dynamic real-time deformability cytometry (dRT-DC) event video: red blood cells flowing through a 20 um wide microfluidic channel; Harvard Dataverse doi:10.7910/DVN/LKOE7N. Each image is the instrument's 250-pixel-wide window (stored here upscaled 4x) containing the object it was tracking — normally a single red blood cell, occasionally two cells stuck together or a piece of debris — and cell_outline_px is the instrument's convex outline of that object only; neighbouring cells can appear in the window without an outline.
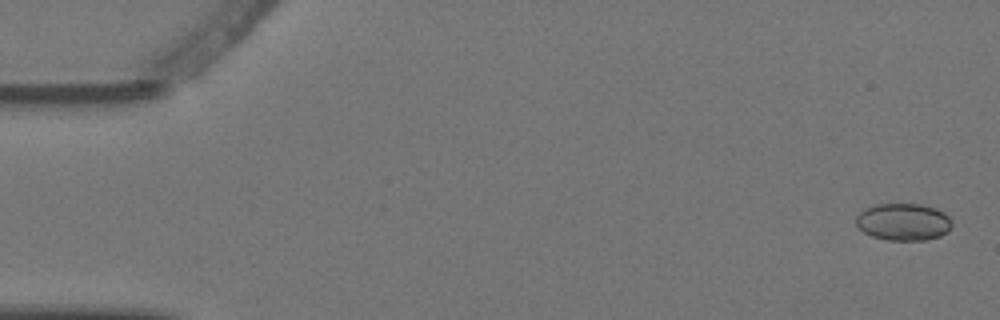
{"species": "Egyptian fruit bat (a non-hibernating species)", "species_latin": "Rousettus aegyptiacus", "temperature_condition": "warm", "stored_images_in_passage": 9, "camera_frame_rate_fps": 3000, "um_per_image_px": 0.085, "animal": {"sex": "female"}, "frame": {"image": 1, "passage_image": 1, "time_ms": 0.0, "image_size_px": [1000, 320], "cell_outline_px": [[952, 224], [948, 232], [940, 236], [924, 240], [888, 240], [872, 236], [864, 232], [856, 224], [856, 216], [860, 212], [876, 204], [920, 204], [936, 208], [944, 212], [952, 220]], "centroid_in_image_um": [76.82, 18.86], "position_along_channel_um": 8.2, "area_um2": 20.75}}
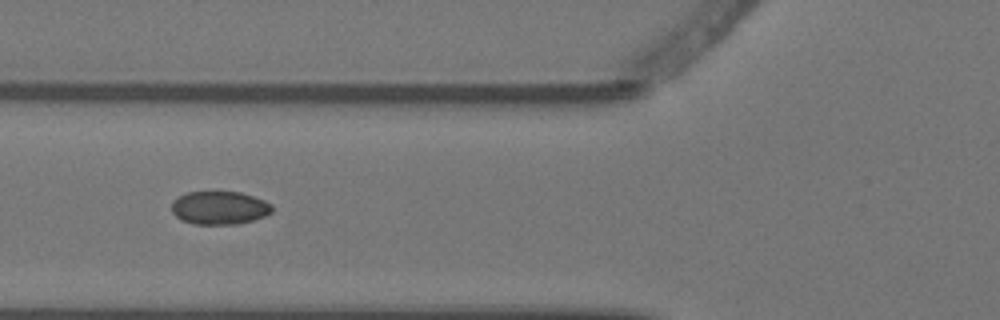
{"frame": {"image": 2, "passage_image": 6, "time_ms": 1.667, "image_size_px": [1000, 320], "cell_outline_px": [[272, 212], [264, 216], [252, 220], [236, 224], [192, 224], [180, 220], [172, 212], [172, 200], [188, 192], [240, 192], [264, 200], [272, 204]], "centroid_in_image_um": [18.64, 17.67], "position_along_channel_um": 107.2, "area_um2": 19.42}}
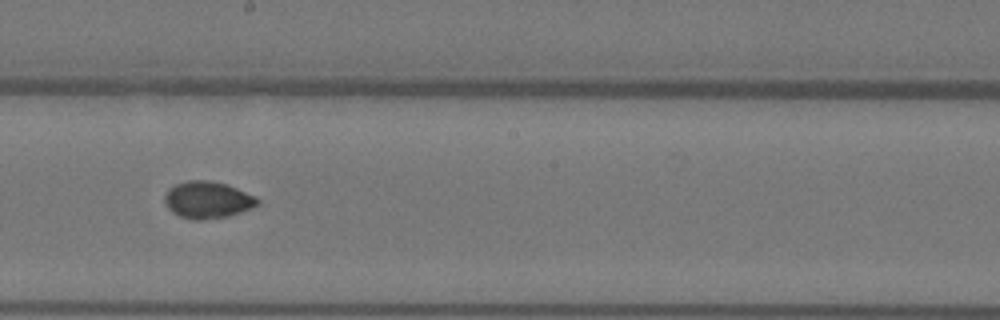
{"frame": {"image": 3, "passage_image": 9, "time_ms": 2.667, "image_size_px": [1000, 320], "cell_outline_px": [[260, 204], [252, 208], [228, 216], [204, 220], [192, 220], [180, 216], [172, 212], [168, 208], [164, 200], [164, 196], [168, 188], [176, 184], [188, 180], [208, 180], [224, 184], [236, 188], [256, 196], [260, 200]], "centroid_in_image_um": [17.64, 17.0], "position_along_channel_um": 230.6, "area_um2": 20.06}}